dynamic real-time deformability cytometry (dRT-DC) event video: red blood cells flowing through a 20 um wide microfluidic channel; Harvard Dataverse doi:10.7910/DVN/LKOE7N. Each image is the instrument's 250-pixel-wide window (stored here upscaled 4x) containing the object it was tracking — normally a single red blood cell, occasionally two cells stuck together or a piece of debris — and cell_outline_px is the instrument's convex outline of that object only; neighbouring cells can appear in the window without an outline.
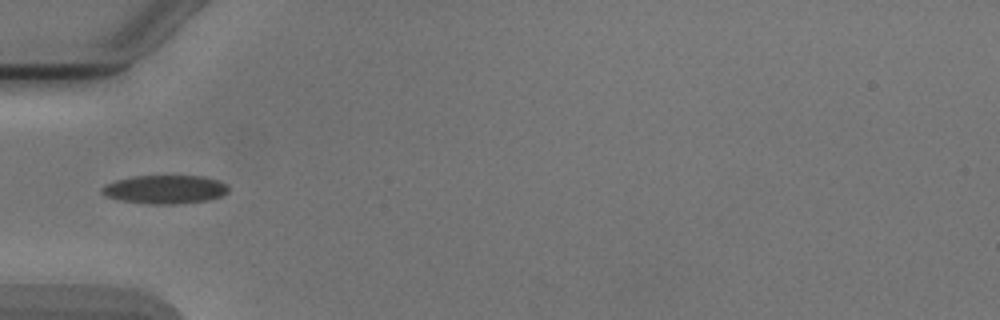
{"species": "Egyptian fruit bat (a non-hibernating species)", "species_latin": "Rousettus aegyptiacus", "temperature_condition": "cold", "stored_images_in_passage": 6, "camera_frame_rate_fps": 3000, "um_per_image_px": 0.085, "animal": {"sex": "male"}, "frame": {"image": 1, "passage_image": 5, "time_ms": 5.667, "image_size_px": [1000, 320], "cell_outline_px": [[228, 192], [220, 196], [208, 200], [176, 204], [148, 204], [120, 200], [104, 196], [100, 192], [100, 188], [104, 184], [116, 180], [132, 176], [200, 176], [216, 180], [228, 184]], "centroid_in_image_um": [13.97, 16.1], "position_along_channel_um": 71.0, "area_um2": 21.15}}
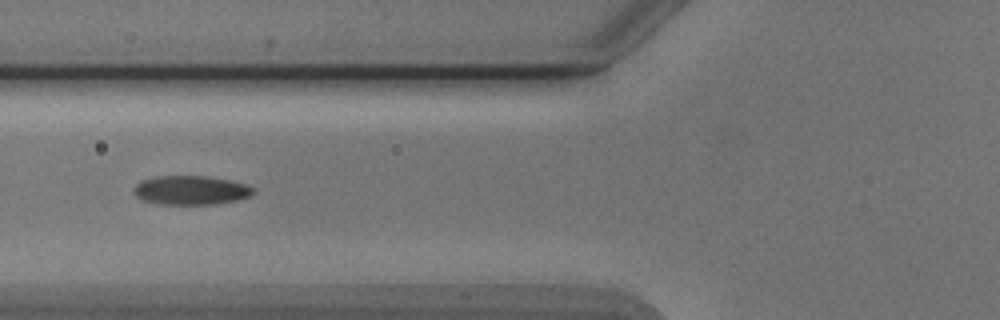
{"frame": {"image": 2, "passage_image": 6, "time_ms": 6.667, "image_size_px": [1000, 320], "cell_outline_px": [[256, 192], [252, 196], [240, 200], [216, 204], [160, 204], [140, 200], [132, 192], [132, 188], [140, 180], [156, 176], [204, 176], [228, 180], [248, 184], [256, 188]], "centroid_in_image_um": [16.24, 16.17], "position_along_channel_um": 109.6, "area_um2": 20.69}}